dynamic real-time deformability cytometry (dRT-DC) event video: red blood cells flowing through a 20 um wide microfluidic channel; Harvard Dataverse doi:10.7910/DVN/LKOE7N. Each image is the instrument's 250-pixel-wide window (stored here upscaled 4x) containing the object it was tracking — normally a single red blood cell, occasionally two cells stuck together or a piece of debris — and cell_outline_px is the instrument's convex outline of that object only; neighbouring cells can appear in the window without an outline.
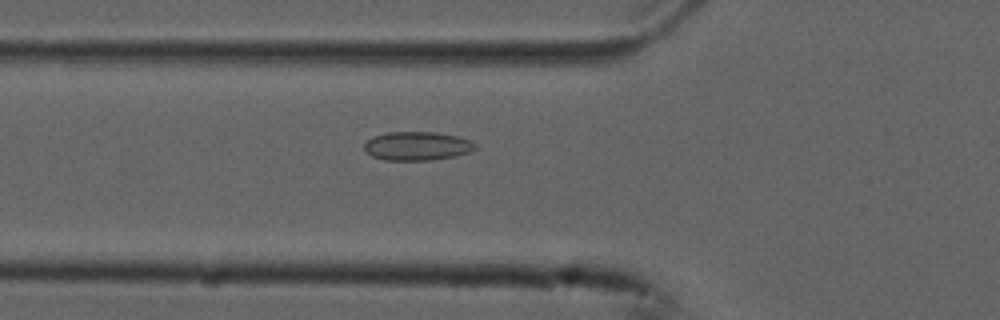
{"species": "common noctule bat (a hibernating species)", "species_latin": "Nyctalus noctula", "temperature_condition": "cold", "stored_images_in_passage": 39, "camera_frame_rate_fps": 3000, "um_per_image_px": 0.085, "animal": {"sex": "male", "forearm_length_mm": 52.5}, "frame": {"image": 1, "passage_image": 10, "time_ms": 3.0, "image_size_px": [1000, 320], "cell_outline_px": [[476, 148], [472, 152], [456, 156], [428, 160], [384, 160], [372, 156], [364, 148], [364, 144], [372, 136], [388, 132], [436, 132], [456, 136], [472, 140], [476, 144]], "centroid_in_image_um": [35.49, 12.41], "position_along_channel_um": 90.3, "area_um2": 18.67}}
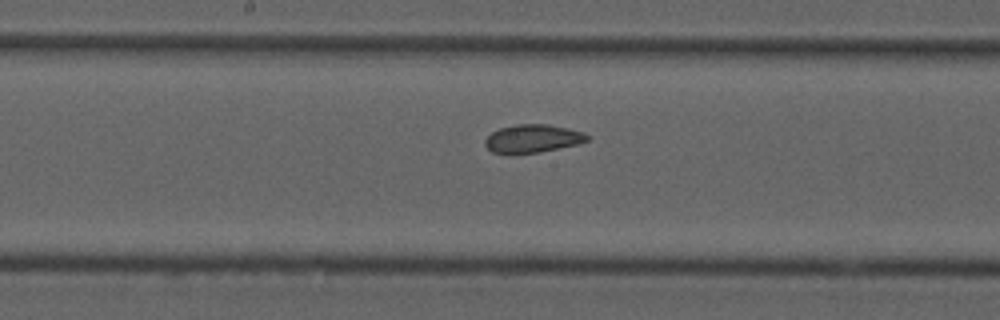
{"frame": {"image": 2, "passage_image": 19, "time_ms": 6.0, "image_size_px": [1000, 320], "cell_outline_px": [[588, 140], [576, 144], [540, 152], [492, 152], [484, 144], [484, 140], [492, 132], [500, 128], [516, 124], [548, 124], [568, 128], [584, 132], [588, 136]], "centroid_in_image_um": [45.28, 11.75], "position_along_channel_um": 202.9, "area_um2": 16.36}}
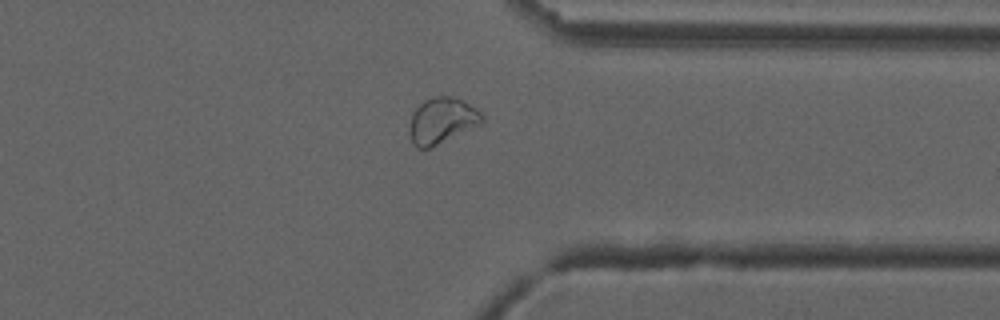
{"frame": {"image": 3, "passage_image": 33, "time_ms": 10.667, "image_size_px": [1000, 320], "cell_outline_px": [[484, 120], [480, 124], [428, 148], [416, 148], [408, 132], [412, 112], [424, 100], [436, 96], [452, 96], [464, 100], [476, 108], [484, 116]], "centroid_in_image_um": [37.55, 10.22], "position_along_channel_um": 373.9, "area_um2": 19.25}}